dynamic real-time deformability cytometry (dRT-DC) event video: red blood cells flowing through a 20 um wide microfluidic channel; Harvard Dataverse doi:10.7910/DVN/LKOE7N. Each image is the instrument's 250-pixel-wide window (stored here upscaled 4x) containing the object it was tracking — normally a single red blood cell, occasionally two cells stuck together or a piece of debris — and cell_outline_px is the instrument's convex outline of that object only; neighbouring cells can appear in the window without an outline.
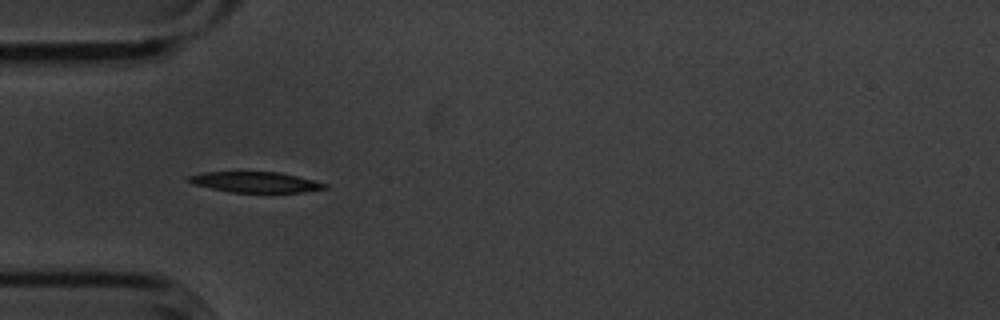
{"species": "common noctule bat (a hibernating species)", "species_latin": "Nyctalus noctula", "temperature_condition": "cold", "stored_images_in_passage": 3, "camera_frame_rate_fps": 3000, "um_per_image_px": 0.085, "animal": {"sex": "male", "body_mass_g": 20.1, "forearm_length_mm": 53.5}, "frame": {"image": 1, "passage_image": 2, "time_ms": 0.333, "image_size_px": [1000, 320], "cell_outline_px": [[328, 188], [304, 192], [232, 192], [192, 184], [184, 180], [188, 176], [204, 172], [280, 172], [316, 180], [328, 184]], "centroid_in_image_um": [21.73, 15.47], "position_along_channel_um": 63.3, "area_um2": 16.42}}
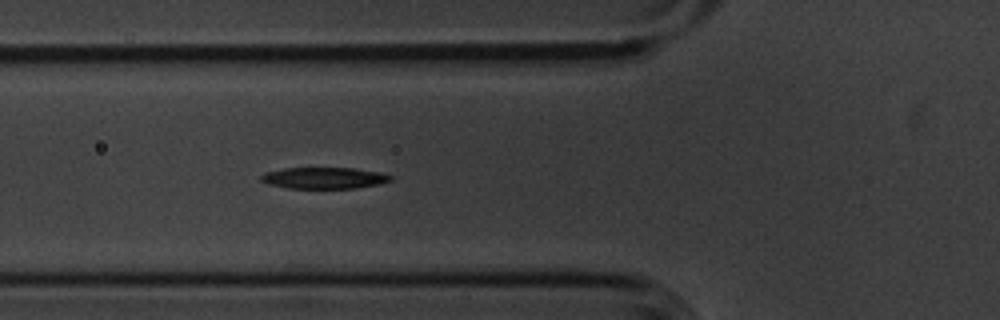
{"frame": {"image": 2, "passage_image": 3, "time_ms": 0.667, "image_size_px": [1000, 320], "cell_outline_px": [[392, 180], [380, 184], [356, 188], [288, 188], [272, 184], [260, 180], [260, 176], [264, 172], [284, 168], [352, 168], [380, 172], [392, 176]], "centroid_in_image_um": [27.57, 15.12], "position_along_channel_um": 98.2, "area_um2": 16.07}}